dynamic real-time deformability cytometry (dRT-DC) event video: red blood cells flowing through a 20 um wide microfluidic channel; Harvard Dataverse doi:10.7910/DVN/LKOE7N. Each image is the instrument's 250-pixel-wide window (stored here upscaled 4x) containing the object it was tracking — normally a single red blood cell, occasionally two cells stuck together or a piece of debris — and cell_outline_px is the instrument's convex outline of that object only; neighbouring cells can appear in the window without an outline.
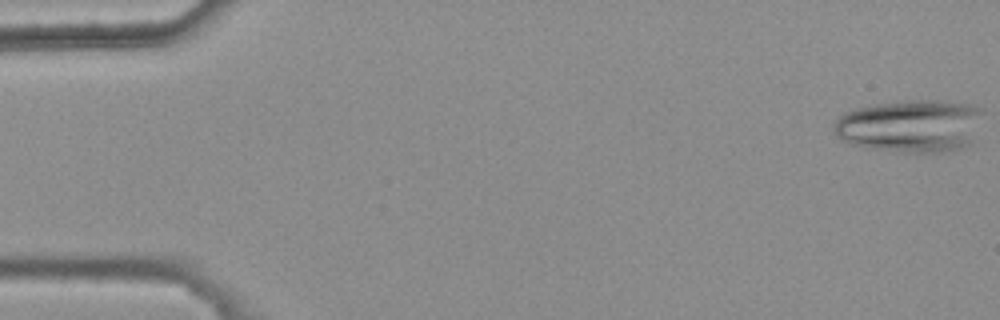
{"species": "common noctule bat (a hibernating species)", "species_latin": "Nyctalus noctula", "temperature_condition": "warm", "stored_images_in_passage": 5, "camera_frame_rate_fps": 3000, "um_per_image_px": 0.085, "animal": {"sex": "female", "body_mass_g": 25.1}, "frame": {"image": 1, "passage_image": 1, "time_ms": 0.0, "image_size_px": [1000, 320], "cell_outline_px": [[984, 112], [972, 144], [960, 148], [944, 152], [896, 152], [864, 148], [848, 144], [840, 140], [836, 136], [836, 120], [844, 112], [868, 104], [904, 100], [936, 100], [972, 104], [984, 108]], "centroid_in_image_um": [77.41, 10.7], "position_along_channel_um": 7.6, "area_um2": 46.76}}